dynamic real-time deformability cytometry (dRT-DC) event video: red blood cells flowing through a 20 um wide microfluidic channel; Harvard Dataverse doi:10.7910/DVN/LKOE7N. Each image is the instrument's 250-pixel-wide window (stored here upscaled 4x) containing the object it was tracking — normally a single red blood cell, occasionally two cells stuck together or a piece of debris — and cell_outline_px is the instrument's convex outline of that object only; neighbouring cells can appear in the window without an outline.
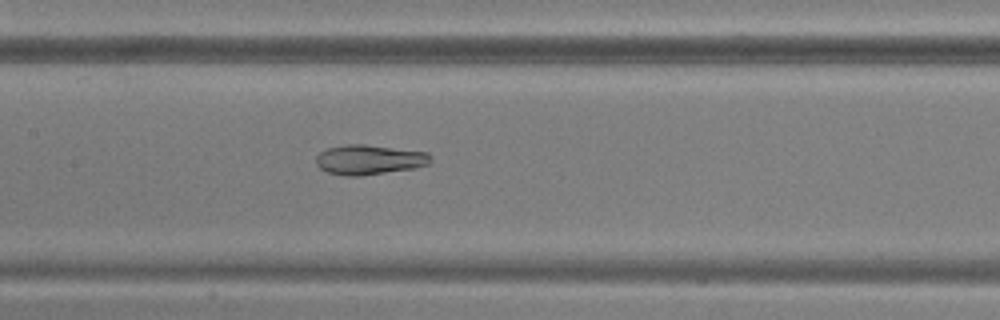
{"species": "common noctule bat (a hibernating species)", "species_latin": "Nyctalus noctula", "temperature_condition": "warm", "stored_images_in_passage": 49, "camera_frame_rate_fps": 3000, "um_per_image_px": 0.085, "animal": {"sex": "male", "body_mass_g": 20.5, "forearm_length_mm": 52.5}, "frame": {"image": 1, "passage_image": 24, "time_ms": 7.667, "image_size_px": [1000, 320], "cell_outline_px": [[432, 160], [428, 164], [416, 168], [360, 176], [344, 176], [328, 172], [320, 168], [316, 164], [316, 156], [320, 152], [328, 148], [344, 144], [364, 144], [428, 152], [432, 156]], "centroid_in_image_um": [31.4, 13.57], "position_along_channel_um": 176.0, "area_um2": 20.06}}
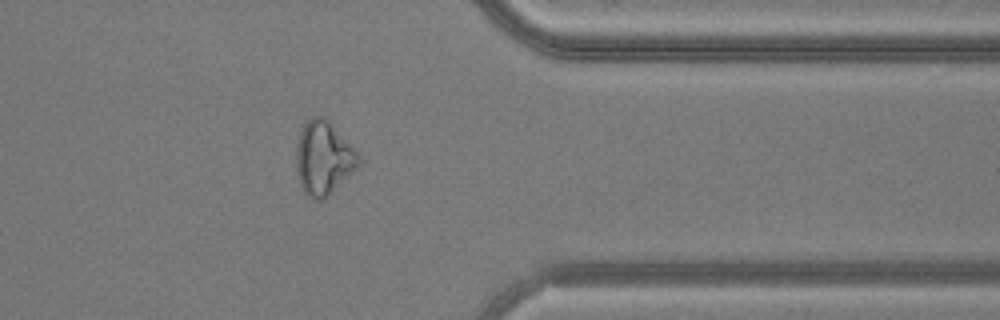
{"frame": {"image": 2, "passage_image": 40, "time_ms": 13.0, "image_size_px": [1000, 320], "cell_outline_px": [[364, 160], [324, 200], [312, 200], [304, 192], [300, 184], [296, 168], [296, 148], [300, 132], [304, 124], [312, 116], [324, 116], [360, 152]], "centroid_in_image_um": [27.53, 13.43], "position_along_channel_um": 383.9, "area_um2": 27.11}}
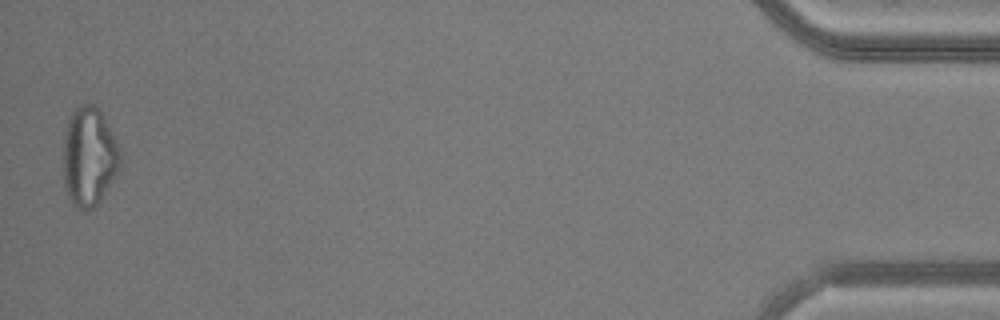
{"frame": {"image": 3, "passage_image": 49, "time_ms": 16.0, "image_size_px": [1000, 320], "cell_outline_px": [[120, 168], [100, 200], [92, 208], [84, 212], [76, 208], [72, 204], [64, 188], [64, 136], [68, 120], [72, 112], [80, 104], [92, 104], [104, 116], [120, 148]], "centroid_in_image_um": [7.56, 13.34], "position_along_channel_um": 427.6, "area_um2": 32.83}}